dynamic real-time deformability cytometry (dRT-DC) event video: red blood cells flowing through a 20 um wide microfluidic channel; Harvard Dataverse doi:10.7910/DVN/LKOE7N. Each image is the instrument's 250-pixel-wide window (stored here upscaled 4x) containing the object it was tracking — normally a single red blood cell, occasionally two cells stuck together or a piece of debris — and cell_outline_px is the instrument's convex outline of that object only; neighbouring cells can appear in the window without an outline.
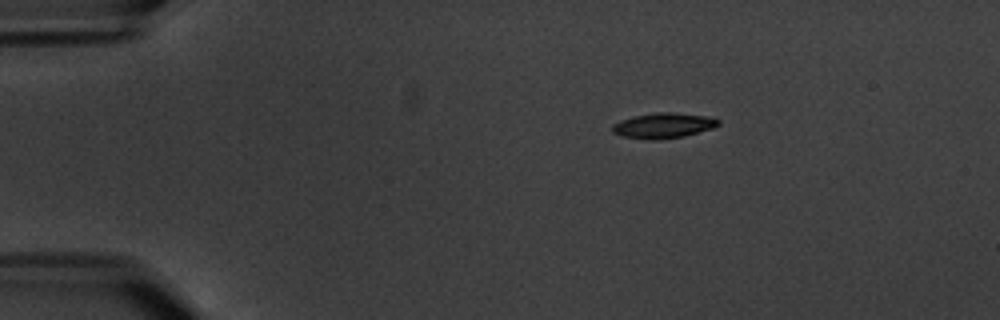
{"species": "common noctule bat (a hibernating species)", "species_latin": "Nyctalus noctula", "temperature_condition": "warm", "stored_images_in_passage": 4, "segment_of_instrument_passage": [1, 2], "camera_frame_rate_fps": 3000, "um_per_image_px": 0.085, "animal": {"sex": "male", "body_mass_g": 20.1, "forearm_length_mm": 53.5}, "frame": {"image": 1, "passage_image": 1, "time_ms": 0.0, "image_size_px": [1000, 320], "cell_outline_px": [[720, 124], [712, 128], [684, 136], [656, 140], [652, 140], [624, 136], [612, 132], [612, 124], [620, 120], [632, 116], [656, 112], [672, 112], [712, 116], [720, 120]], "centroid_in_image_um": [56.4, 10.65], "position_along_channel_um": 28.6, "area_um2": 15.72}}
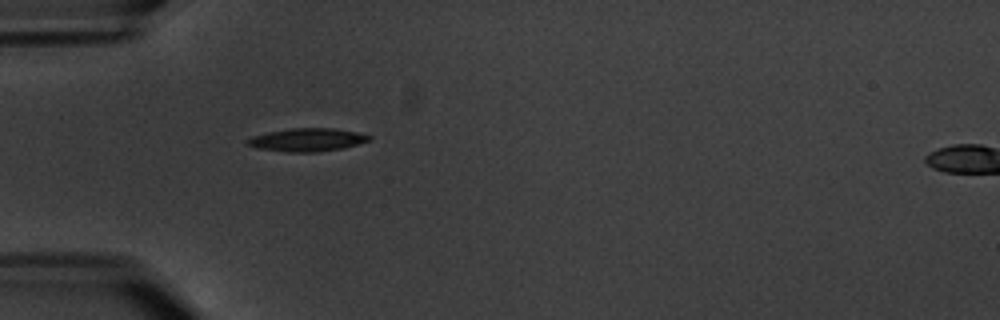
{"frame": {"image": 2, "passage_image": 3, "time_ms": 2.667, "image_size_px": [1000, 320], "cell_outline_px": [[372, 136], [368, 140], [344, 148], [316, 152], [288, 152], [256, 148], [244, 144], [244, 140], [252, 136], [268, 132], [292, 128], [332, 128], [356, 132]], "centroid_in_image_um": [26.03, 11.89], "position_along_channel_um": 59.0, "area_um2": 16.36}}